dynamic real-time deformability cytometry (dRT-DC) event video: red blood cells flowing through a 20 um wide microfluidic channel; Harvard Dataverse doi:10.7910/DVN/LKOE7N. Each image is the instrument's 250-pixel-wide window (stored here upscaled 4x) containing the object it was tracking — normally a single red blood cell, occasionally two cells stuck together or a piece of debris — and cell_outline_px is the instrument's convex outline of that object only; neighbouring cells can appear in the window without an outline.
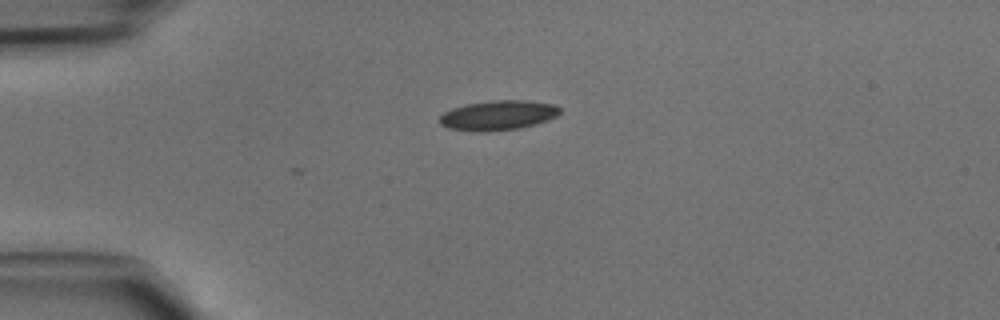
{"species": "common noctule bat (a hibernating species)", "species_latin": "Nyctalus noctula", "temperature_condition": "cold", "stored_images_in_passage": 2, "camera_frame_rate_fps": 3000, "um_per_image_px": 0.085, "animal": {"sex": "male", "body_mass_g": 15.6}, "frame": {"image": 1, "passage_image": 2, "time_ms": 0.333, "image_size_px": [1000, 320], "cell_outline_px": [[560, 112], [556, 116], [548, 120], [536, 124], [520, 128], [488, 132], [472, 132], [448, 128], [440, 124], [440, 116], [444, 112], [452, 108], [464, 104], [492, 100], [524, 100], [556, 104], [560, 108]], "centroid_in_image_um": [42.33, 9.8], "position_along_channel_um": 42.7, "area_um2": 21.15}}